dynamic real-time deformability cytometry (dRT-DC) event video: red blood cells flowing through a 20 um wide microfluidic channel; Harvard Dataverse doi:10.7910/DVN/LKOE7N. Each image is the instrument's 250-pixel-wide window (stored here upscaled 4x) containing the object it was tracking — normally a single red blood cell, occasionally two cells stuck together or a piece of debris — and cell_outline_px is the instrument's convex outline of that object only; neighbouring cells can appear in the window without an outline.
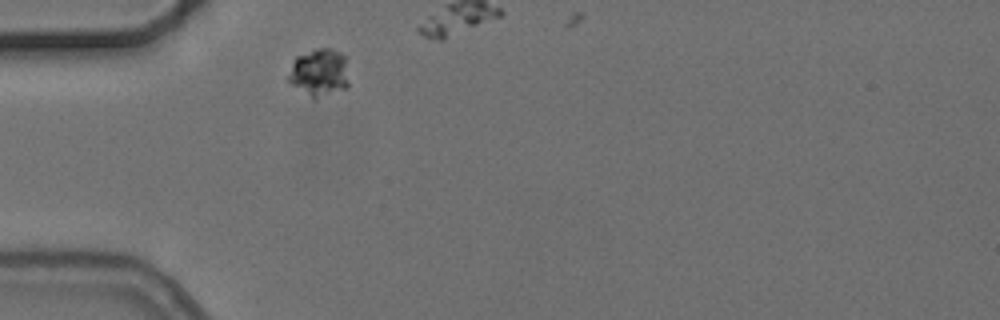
{"species": "common noctule bat (a hibernating species)", "species_latin": "Nyctalus noctula", "temperature_condition": "cold", "stored_images_in_passage": 2, "camera_frame_rate_fps": 3000, "um_per_image_px": 0.085, "animal": {"sex": "female", "body_mass_g": 24.6, "forearm_length_mm": 56.2}, "frame": {"image": 1, "passage_image": 1, "time_ms": 0.0, "image_size_px": [1000, 320], "cell_outline_px": [[348, 88], [316, 96], [312, 96], [292, 84], [288, 80], [288, 76], [292, 64], [296, 56], [316, 48], [332, 48], [340, 52], [344, 56], [348, 80]], "centroid_in_image_um": [27.15, 6.1], "position_along_channel_um": 57.9, "area_um2": 16.18}}